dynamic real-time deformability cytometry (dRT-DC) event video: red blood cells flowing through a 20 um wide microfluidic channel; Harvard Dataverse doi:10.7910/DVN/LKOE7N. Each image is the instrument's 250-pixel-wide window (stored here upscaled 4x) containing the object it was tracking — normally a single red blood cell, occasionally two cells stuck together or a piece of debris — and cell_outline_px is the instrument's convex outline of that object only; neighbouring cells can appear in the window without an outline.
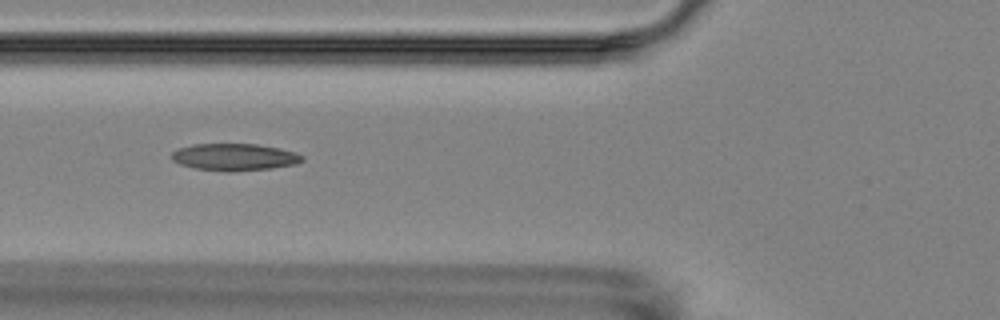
{"species": "Egyptian fruit bat (a non-hibernating species)", "species_latin": "Rousettus aegyptiacus", "temperature_condition": "room temperature", "stored_images_in_passage": 15, "camera_frame_rate_fps": 3000, "um_per_image_px": 0.085, "animal": {"sex": "female"}, "frame": {"image": 1, "passage_image": 5, "time_ms": 5.667, "image_size_px": [1000, 320], "cell_outline_px": [[304, 160], [296, 164], [272, 168], [224, 172], [196, 168], [180, 164], [172, 160], [172, 152], [180, 148], [192, 144], [256, 144], [280, 148], [296, 152], [304, 156]], "centroid_in_image_um": [19.96, 13.35], "position_along_channel_um": 105.8, "area_um2": 20.58}}
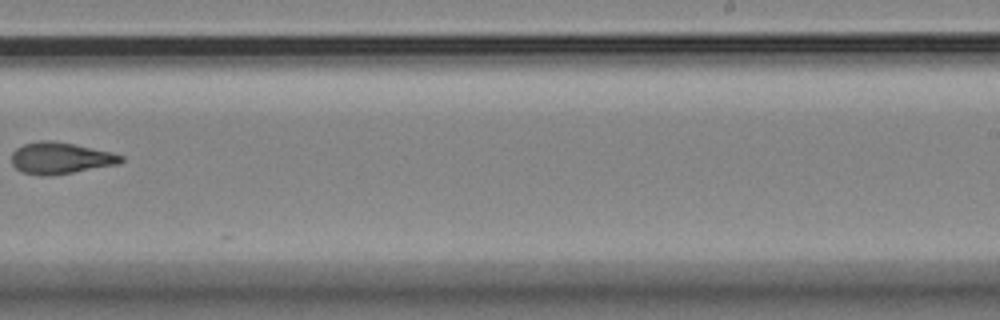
{"frame": {"image": 2, "passage_image": 9, "time_ms": 10.667, "image_size_px": [1000, 320], "cell_outline_px": [[124, 160], [120, 164], [48, 176], [44, 176], [20, 172], [12, 164], [12, 152], [16, 148], [24, 144], [40, 140], [52, 140], [112, 152], [124, 156]], "centroid_in_image_um": [5.13, 13.44], "position_along_channel_um": 283.9, "area_um2": 20.11}}
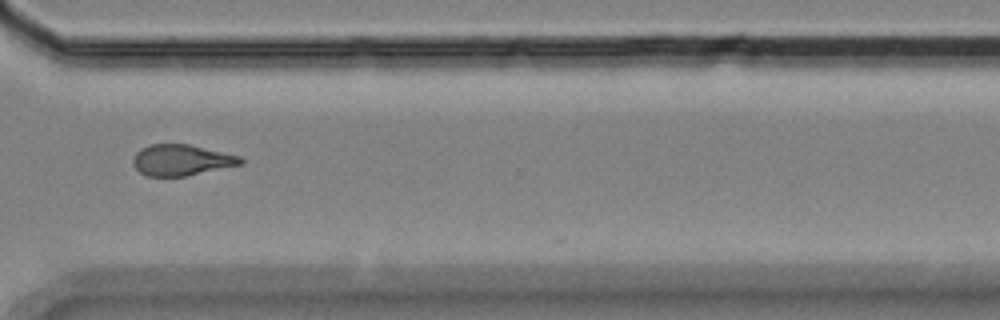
{"frame": {"image": 3, "passage_image": 11, "time_ms": 12.667, "image_size_px": [1000, 320], "cell_outline_px": [[244, 164], [184, 176], [144, 176], [132, 164], [132, 160], [136, 152], [140, 148], [148, 144], [188, 144], [240, 156], [244, 160]], "centroid_in_image_um": [15.4, 13.6], "position_along_channel_um": 355.2, "area_um2": 19.48}, "authors_computed_cell_mechanics": {"area_um2": 20.4034, "velocity_mm_per_s": 3.5669, "shape_relaxation_time_tau1_ms": 4.6408, "shape_relaxation_time_tau2_ms": 3.446, "deformation_change_tau1": 0.1327, "deformation_change_tau2": 0.1126}}